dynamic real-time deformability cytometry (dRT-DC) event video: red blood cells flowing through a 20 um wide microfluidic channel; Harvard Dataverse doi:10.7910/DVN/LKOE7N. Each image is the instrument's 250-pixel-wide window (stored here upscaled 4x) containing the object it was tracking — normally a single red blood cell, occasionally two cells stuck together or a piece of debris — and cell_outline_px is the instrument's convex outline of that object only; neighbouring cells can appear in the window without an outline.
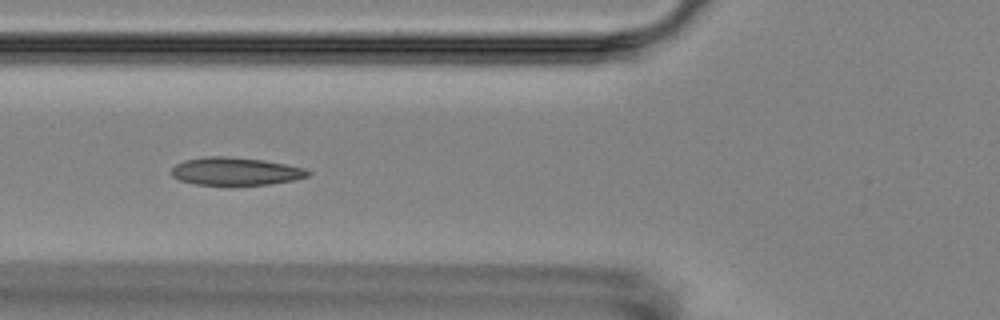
{"species": "Egyptian fruit bat (a non-hibernating species)", "species_latin": "Rousettus aegyptiacus", "temperature_condition": "room temperature", "stored_images_in_passage": 5, "camera_frame_rate_fps": 3000, "um_per_image_px": 0.085, "animal": {"sex": "female"}, "frame": {"image": 1, "passage_image": 5, "time_ms": 5.667, "image_size_px": [1000, 320], "cell_outline_px": [[312, 172], [308, 176], [296, 180], [268, 184], [228, 188], [196, 184], [180, 180], [172, 176], [172, 168], [176, 164], [184, 160], [208, 156], [224, 156], [264, 160], [304, 168]], "centroid_in_image_um": [20.01, 14.61], "position_along_channel_um": 105.8, "area_um2": 22.89}}